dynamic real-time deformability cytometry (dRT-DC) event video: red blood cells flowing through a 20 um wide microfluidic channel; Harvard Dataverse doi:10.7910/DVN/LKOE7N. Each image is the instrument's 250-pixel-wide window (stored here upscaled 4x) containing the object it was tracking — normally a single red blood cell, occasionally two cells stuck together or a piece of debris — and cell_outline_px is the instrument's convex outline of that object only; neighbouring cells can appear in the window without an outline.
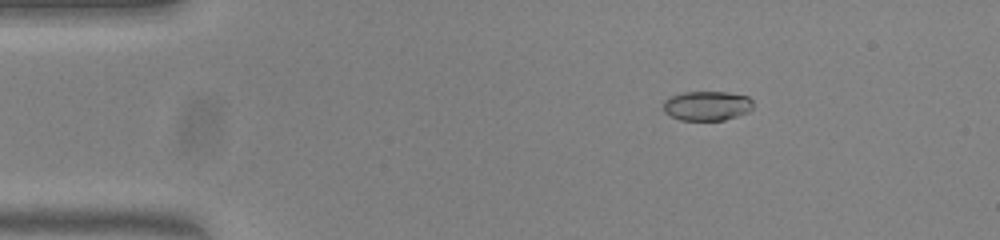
{"species": "common noctule bat (a hibernating species)", "species_latin": "Nyctalus noctula", "temperature_condition": "warm", "stored_images_in_passage": 46, "camera_frame_rate_fps": 3000, "um_per_image_px": 0.085, "animal": {"sex": "female", "body_mass_g": 23.0, "forearm_length_mm": 53.4}, "frame": {"image": 1, "passage_image": 1, "time_ms": 0.0, "image_size_px": [1000, 240], "cell_outline_px": [[752, 108], [748, 112], [724, 120], [680, 120], [664, 112], [664, 100], [672, 96], [684, 92], [728, 92], [748, 96], [752, 100]], "centroid_in_image_um": [60.1, 8.99], "position_along_channel_um": 24.9, "area_um2": 15.37}}
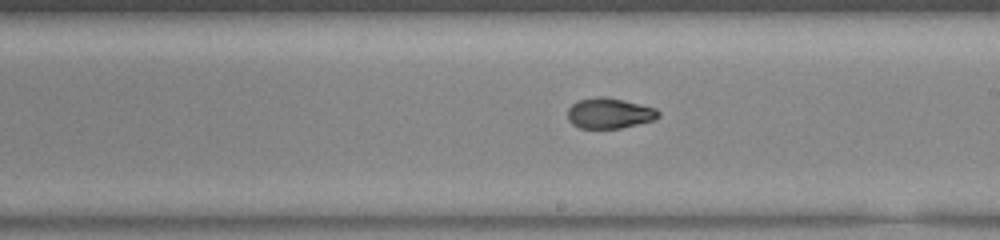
{"frame": {"image": 2, "passage_image": 23, "time_ms": 7.333, "image_size_px": [1000, 240], "cell_outline_px": [[660, 116], [652, 120], [620, 128], [580, 128], [572, 124], [568, 120], [568, 108], [576, 100], [596, 96], [608, 96], [656, 108], [660, 112]], "centroid_in_image_um": [51.77, 9.6], "position_along_channel_um": 237.2, "area_um2": 16.24}}
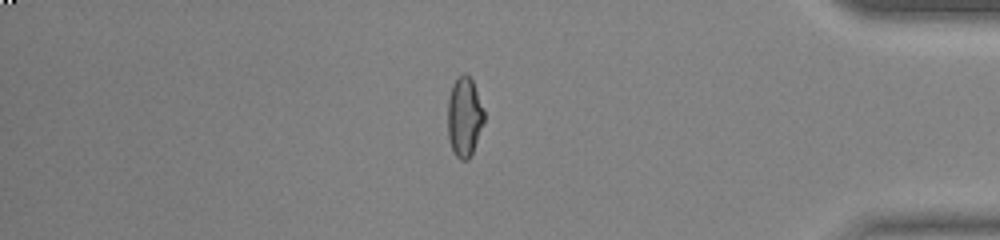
{"frame": {"image": 3, "passage_image": 38, "time_ms": 12.333, "image_size_px": [1000, 240], "cell_outline_px": [[484, 124], [472, 152], [468, 160], [460, 160], [456, 156], [452, 148], [448, 136], [448, 100], [452, 84], [456, 76], [464, 72], [472, 80], [484, 112]], "centroid_in_image_um": [39.46, 9.92], "position_along_channel_um": 395.7, "area_um2": 16.82}, "authors_computed_cell_mechanics": {"area_um2": 16.5019, "velocity_mm_per_s": 3.8367, "shape_relaxation_time_tau1_ms": 6.8069, "shape_relaxation_time_tau2_ms": 1.5993, "deformation_change_tau1": 0.2433, "deformation_change_tau2": 0.0401}}